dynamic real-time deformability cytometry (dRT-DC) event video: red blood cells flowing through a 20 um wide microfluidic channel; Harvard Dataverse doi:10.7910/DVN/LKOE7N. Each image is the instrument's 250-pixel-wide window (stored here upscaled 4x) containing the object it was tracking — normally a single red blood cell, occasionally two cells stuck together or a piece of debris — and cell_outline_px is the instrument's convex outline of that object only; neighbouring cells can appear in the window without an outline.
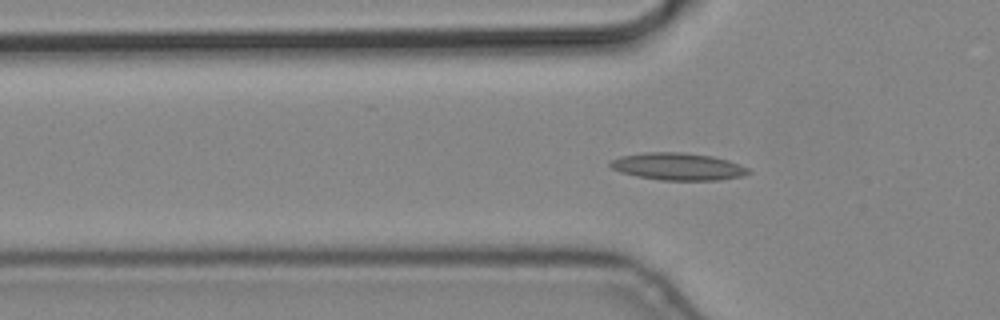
{"species": "common noctule bat (a hibernating species)", "species_latin": "Nyctalus noctula", "temperature_condition": "cold", "stored_images_in_passage": 6, "camera_frame_rate_fps": 3000, "um_per_image_px": 0.085, "animal": {"sex": "male", "body_mass_g": 19.2, "forearm_length_mm": 51.8}, "frame": {"image": 1, "passage_image": 6, "time_ms": 1.667, "image_size_px": [1000, 320], "cell_outline_px": [[752, 172], [740, 176], [720, 180], [660, 180], [636, 176], [620, 172], [612, 168], [608, 164], [608, 160], [620, 156], [644, 152], [684, 152], [712, 156], [728, 160], [740, 164], [748, 168]], "centroid_in_image_um": [57.59, 14.15], "position_along_channel_um": 68.2, "area_um2": 22.14}}